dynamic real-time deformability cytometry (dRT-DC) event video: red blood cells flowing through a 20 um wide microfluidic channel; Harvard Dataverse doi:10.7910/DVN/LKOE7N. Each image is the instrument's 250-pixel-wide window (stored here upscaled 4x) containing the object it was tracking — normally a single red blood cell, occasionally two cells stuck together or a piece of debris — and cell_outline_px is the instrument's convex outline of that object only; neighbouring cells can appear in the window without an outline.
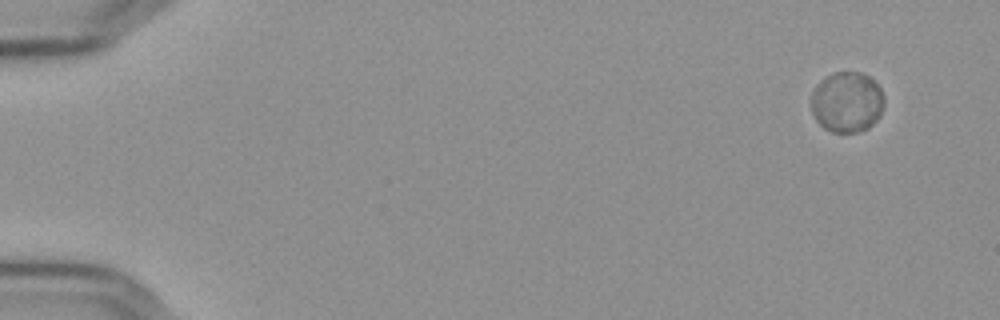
{"species": "Egyptian fruit bat (a non-hibernating species)", "species_latin": "Rousettus aegyptiacus", "temperature_condition": "cold", "stored_images_in_passage": 5, "camera_frame_rate_fps": 3000, "um_per_image_px": 0.085, "frame": {"image": 1, "passage_image": 1, "time_ms": 0.0, "image_size_px": [1000, 320], "cell_outline_px": [[884, 108], [880, 116], [868, 128], [860, 132], [832, 132], [824, 128], [816, 120], [808, 104], [812, 92], [816, 84], [820, 80], [832, 72], [860, 72], [868, 76], [880, 88], [884, 96]], "centroid_in_image_um": [71.96, 8.68], "position_along_channel_um": 13.0, "area_um2": 26.24}}
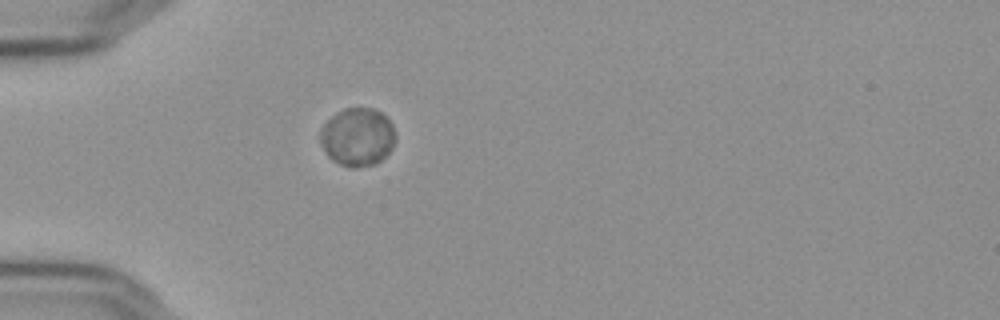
{"frame": {"image": 2, "passage_image": 5, "time_ms": 1.333, "image_size_px": [1000, 320], "cell_outline_px": [[396, 140], [392, 148], [376, 164], [356, 168], [348, 168], [332, 160], [328, 156], [320, 144], [320, 128], [336, 112], [344, 108], [372, 108], [380, 112], [392, 124], [396, 132]], "centroid_in_image_um": [30.38, 11.65], "position_along_channel_um": 54.6, "area_um2": 25.72}}